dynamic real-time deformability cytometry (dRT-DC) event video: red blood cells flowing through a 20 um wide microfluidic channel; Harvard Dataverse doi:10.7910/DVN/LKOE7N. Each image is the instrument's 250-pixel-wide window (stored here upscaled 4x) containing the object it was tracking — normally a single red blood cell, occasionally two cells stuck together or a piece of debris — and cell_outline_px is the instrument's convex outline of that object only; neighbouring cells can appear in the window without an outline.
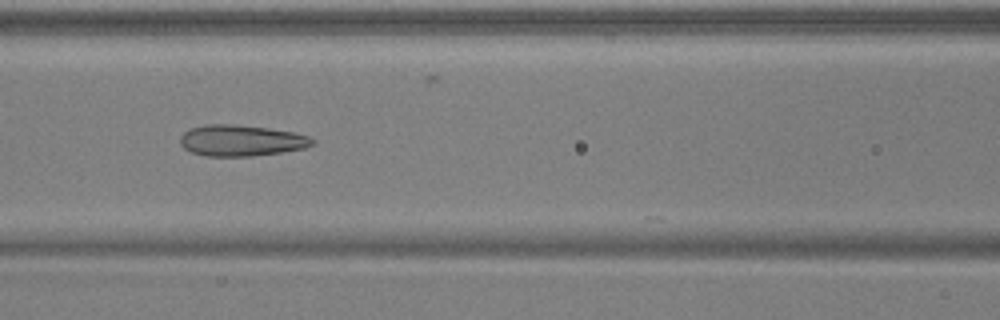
{"species": "common noctule bat (a hibernating species)", "species_latin": "Nyctalus noctula", "temperature_condition": "warm", "stored_images_in_passage": 50, "camera_frame_rate_fps": 3000, "um_per_image_px": 0.085, "animal": {"sex": "male", "body_mass_g": 17.9, "forearm_length_mm": 54.2}, "frame": {"image": 1, "passage_image": 22, "time_ms": 7.0, "image_size_px": [1000, 320], "cell_outline_px": [[316, 144], [304, 148], [280, 152], [252, 156], [204, 156], [192, 152], [184, 148], [180, 144], [180, 136], [184, 132], [192, 128], [204, 124], [236, 124], [268, 128], [292, 132], [308, 136], [316, 140]], "centroid_in_image_um": [20.5, 11.94], "position_along_channel_um": 146.1, "area_um2": 24.04}}
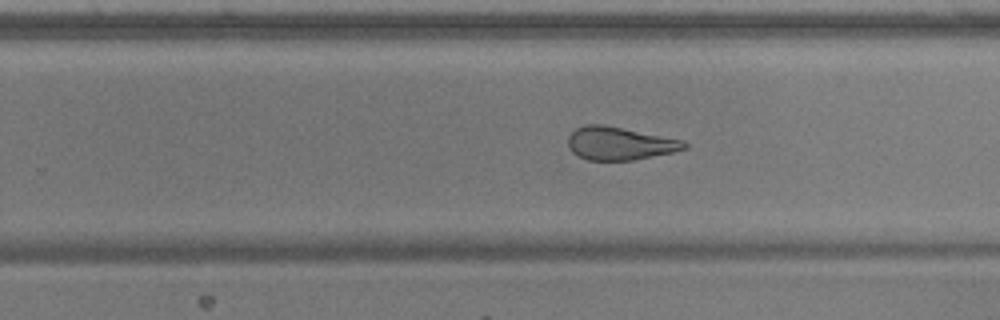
{"frame": {"image": 2, "passage_image": 32, "time_ms": 10.333, "image_size_px": [1000, 320], "cell_outline_px": [[688, 148], [672, 152], [632, 160], [588, 160], [572, 152], [568, 148], [568, 136], [576, 128], [584, 124], [604, 124], [684, 140], [688, 144]], "centroid_in_image_um": [52.66, 12.18], "position_along_channel_um": 277.1, "area_um2": 22.43}}
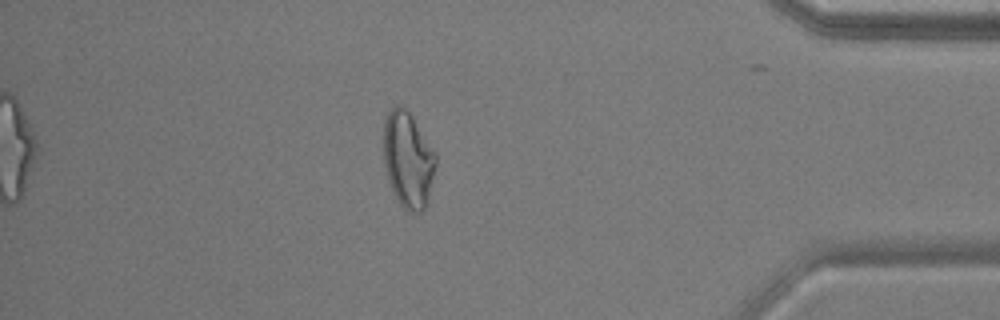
{"frame": {"image": 3, "passage_image": 44, "time_ms": 14.333, "image_size_px": [1000, 320], "cell_outline_px": [[436, 164], [428, 200], [424, 212], [408, 212], [400, 204], [388, 180], [384, 164], [384, 120], [388, 112], [396, 104], [400, 104], [408, 108], [436, 156]], "centroid_in_image_um": [34.67, 13.56], "position_along_channel_um": 400.5, "area_um2": 29.19}, "authors_computed_cell_mechanics": {"area_um2": 27.1082, "velocity_mm_per_s": 3.9432, "shape_relaxation_time_tau1_ms": null, "shape_relaxation_time_tau2_ms": 1.4901, "deformation_change_tau1": null, "deformation_change_tau2": 0.1002}}